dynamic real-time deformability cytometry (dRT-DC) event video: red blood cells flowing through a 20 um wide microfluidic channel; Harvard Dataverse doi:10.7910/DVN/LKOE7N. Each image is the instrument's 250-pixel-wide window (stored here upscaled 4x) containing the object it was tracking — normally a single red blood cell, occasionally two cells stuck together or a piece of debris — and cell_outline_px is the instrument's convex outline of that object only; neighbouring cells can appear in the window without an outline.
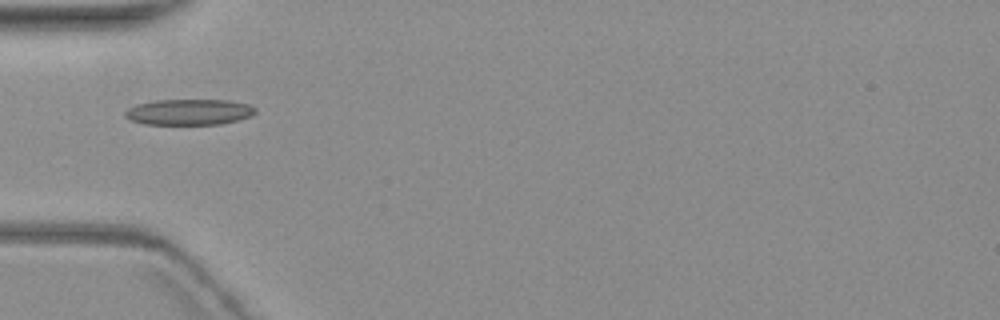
{"species": "common noctule bat (a hibernating species)", "species_latin": "Nyctalus noctula", "temperature_condition": "warm", "stored_images_in_passage": 7, "camera_frame_rate_fps": 3000, "um_per_image_px": 0.085, "animal": {"sex": "female", "body_mass_g": 19.3, "forearm_length_mm": 54.1}, "frame": {"image": 1, "passage_image": 1, "time_ms": 0.0, "image_size_px": [1000, 320], "cell_outline_px": [[256, 112], [248, 116], [236, 120], [220, 124], [144, 124], [128, 120], [124, 116], [124, 112], [128, 108], [136, 104], [156, 100], [232, 100], [248, 104], [256, 108]], "centroid_in_image_um": [16.02, 9.51], "position_along_channel_um": 69.0, "area_um2": 19.65}}
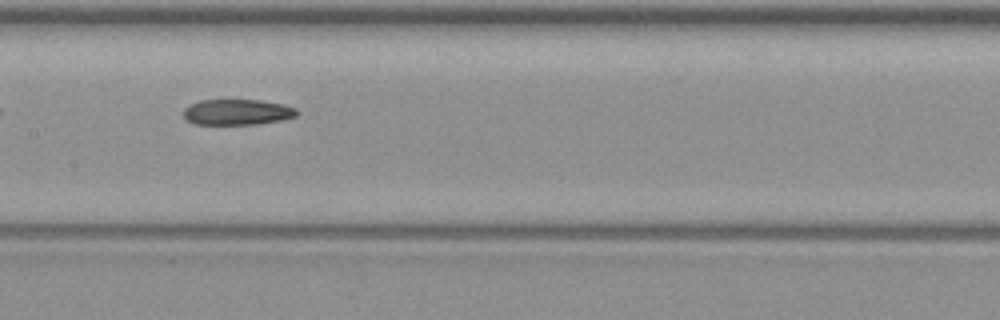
{"frame": {"image": 2, "passage_image": 4, "time_ms": 3.333, "image_size_px": [1000, 320], "cell_outline_px": [[296, 116], [284, 120], [252, 124], [192, 124], [184, 120], [184, 108], [200, 100], [260, 100], [284, 104], [296, 108]], "centroid_in_image_um": [20.14, 9.53], "position_along_channel_um": 187.3, "area_um2": 16.99}}
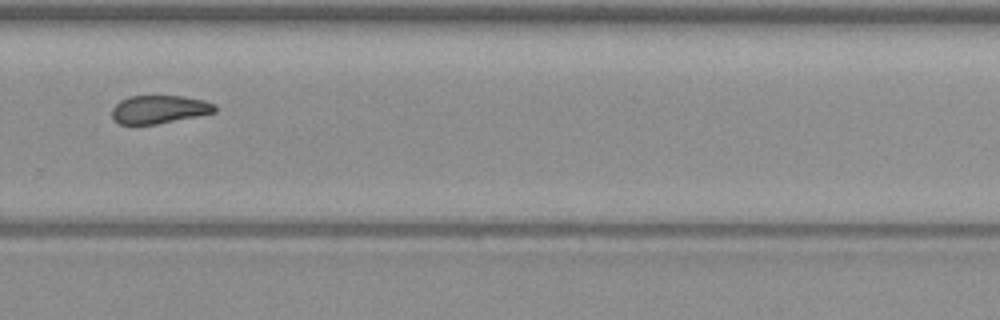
{"frame": {"image": 3, "passage_image": 7, "time_ms": 7.0, "image_size_px": [1000, 320], "cell_outline_px": [[216, 112], [156, 124], [120, 124], [112, 120], [112, 108], [120, 100], [128, 96], [184, 96], [204, 100], [216, 104]], "centroid_in_image_um": [13.52, 9.29], "position_along_channel_um": 316.3, "area_um2": 16.94}}